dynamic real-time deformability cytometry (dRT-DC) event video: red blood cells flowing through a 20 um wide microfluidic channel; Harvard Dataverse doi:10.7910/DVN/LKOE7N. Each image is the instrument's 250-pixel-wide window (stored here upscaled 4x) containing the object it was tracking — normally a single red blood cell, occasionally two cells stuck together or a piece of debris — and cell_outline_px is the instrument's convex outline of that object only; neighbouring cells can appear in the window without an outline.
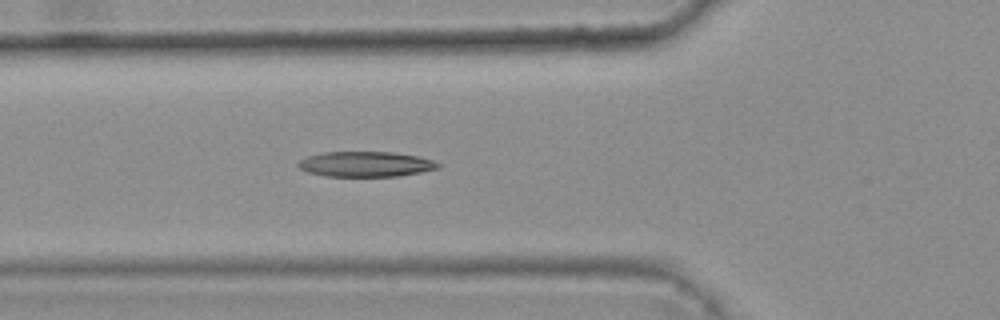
{"species": "common noctule bat (a hibernating species)", "species_latin": "Nyctalus noctula", "temperature_condition": "warm", "stored_images_in_passage": 3, "camera_frame_rate_fps": 3000, "um_per_image_px": 0.085, "animal": {"sex": "female", "body_mass_g": 25.1}, "frame": {"image": 1, "passage_image": 3, "time_ms": 0.667, "image_size_px": [1000, 320], "cell_outline_px": [[440, 168], [420, 172], [396, 176], [324, 176], [308, 172], [300, 168], [296, 164], [300, 160], [308, 156], [324, 152], [392, 152], [420, 156], [432, 160], [440, 164]], "centroid_in_image_um": [31.09, 13.95], "position_along_channel_um": 94.7, "area_um2": 20.52}}